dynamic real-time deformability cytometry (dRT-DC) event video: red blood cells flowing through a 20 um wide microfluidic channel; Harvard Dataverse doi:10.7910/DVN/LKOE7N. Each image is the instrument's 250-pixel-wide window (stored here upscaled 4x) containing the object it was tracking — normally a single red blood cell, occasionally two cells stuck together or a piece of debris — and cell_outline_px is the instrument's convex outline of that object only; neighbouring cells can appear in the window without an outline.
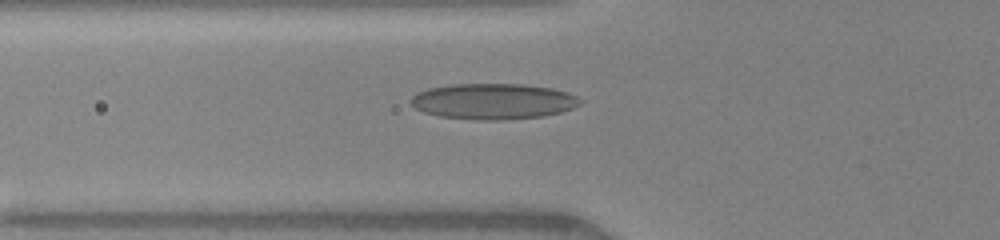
{"species": "human", "species_latin": "Homo sapiens", "temperature_condition": "warm", "stored_images_in_passage": 26, "camera_frame_rate_fps": 3000, "um_per_image_px": 0.085, "donor": {"sex": "female"}, "frame": {"image": 1, "passage_image": 10, "time_ms": 1.667, "image_size_px": [1000, 240], "cell_outline_px": [[584, 100], [580, 104], [572, 108], [560, 112], [544, 116], [500, 120], [476, 120], [436, 116], [424, 112], [416, 108], [408, 100], [416, 92], [428, 88], [448, 84], [524, 84], [552, 88], [568, 92]], "centroid_in_image_um": [41.9, 8.61], "position_along_channel_um": 83.9, "area_um2": 35.66}}
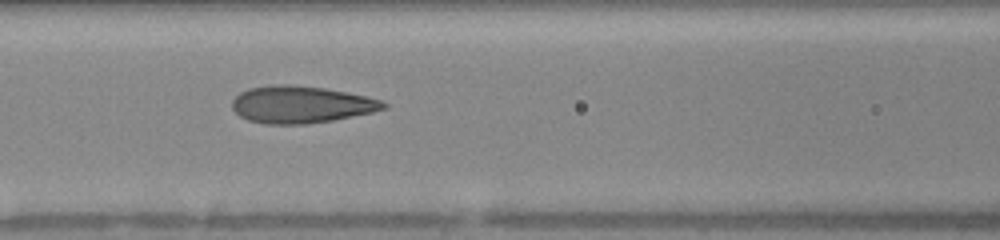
{"frame": {"image": 2, "passage_image": 19, "time_ms": 3.0, "image_size_px": [1000, 240], "cell_outline_px": [[388, 108], [372, 112], [332, 120], [304, 124], [268, 124], [248, 120], [240, 116], [232, 108], [232, 100], [240, 92], [248, 88], [272, 84], [292, 84], [324, 88], [348, 92], [384, 100], [388, 104]], "centroid_in_image_um": [25.6, 8.87], "position_along_channel_um": 141.0, "area_um2": 32.89}}